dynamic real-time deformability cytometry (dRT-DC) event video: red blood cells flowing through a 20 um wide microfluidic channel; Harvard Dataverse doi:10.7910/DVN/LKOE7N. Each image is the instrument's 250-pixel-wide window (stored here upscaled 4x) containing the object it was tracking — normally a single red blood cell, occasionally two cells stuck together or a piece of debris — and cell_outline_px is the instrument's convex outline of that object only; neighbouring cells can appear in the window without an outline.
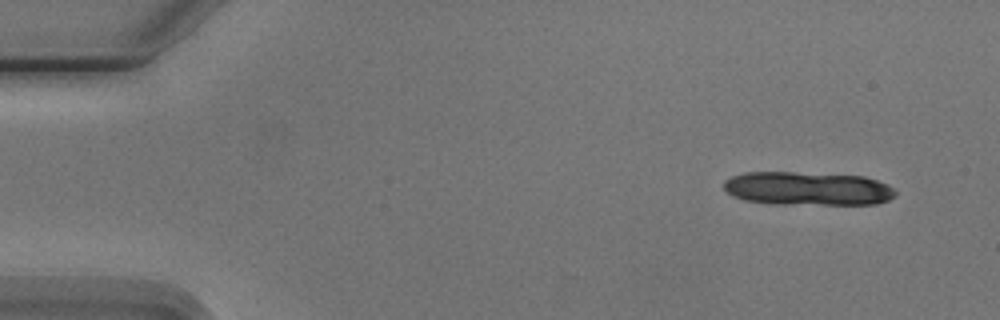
{"species": "Egyptian fruit bat (a non-hibernating species)", "species_latin": "Rousettus aegyptiacus", "temperature_condition": "cold", "stored_images_in_passage": 7, "segment_of_instrument_passage": [1, 2], "camera_frame_rate_fps": 3000, "um_per_image_px": 0.085, "animal": {"sex": "male"}, "frame": {"image": 1, "passage_image": 1, "time_ms": 0.0, "image_size_px": [1000, 320], "cell_outline_px": [[896, 192], [888, 200], [876, 204], [776, 204], [744, 200], [732, 196], [724, 188], [724, 180], [732, 176], [744, 172], [792, 172], [864, 176], [888, 184]], "centroid_in_image_um": [68.62, 16.02], "position_along_channel_um": 16.4, "area_um2": 33.58}}